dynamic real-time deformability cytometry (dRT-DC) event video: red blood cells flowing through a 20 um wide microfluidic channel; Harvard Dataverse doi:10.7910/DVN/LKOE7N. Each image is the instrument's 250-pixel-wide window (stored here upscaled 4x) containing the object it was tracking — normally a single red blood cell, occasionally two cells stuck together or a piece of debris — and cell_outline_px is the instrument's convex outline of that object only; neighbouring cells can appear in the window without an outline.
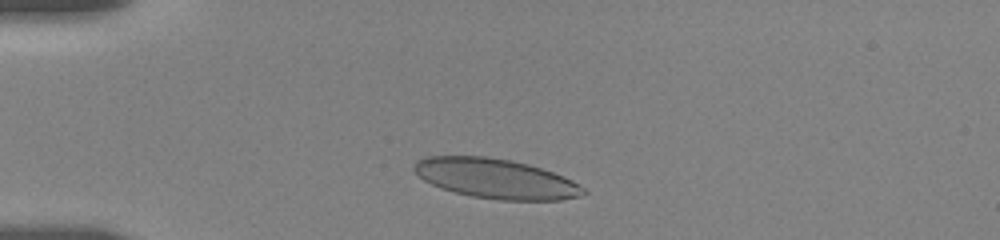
{"species": "human", "species_latin": "Homo sapiens", "temperature_condition": "room temperature", "stored_images_in_passage": 50, "camera_frame_rate_fps": 3000, "um_per_image_px": 0.085, "donor": {"sex": "female"}, "frame": {"image": 1, "passage_image": 4, "time_ms": 1.333, "image_size_px": [1000, 240], "cell_outline_px": [[588, 192], [580, 196], [560, 200], [500, 200], [472, 196], [440, 188], [424, 180], [412, 168], [416, 160], [428, 156], [484, 156], [512, 160], [528, 164], [564, 176], [572, 180], [584, 188]], "centroid_in_image_um": [42.14, 15.18], "position_along_channel_um": 42.9, "area_um2": 39.13}}
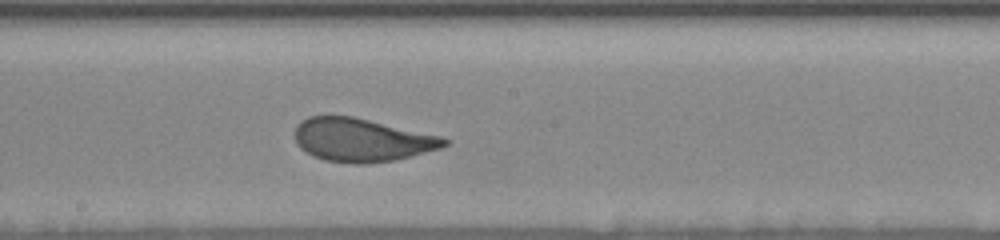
{"frame": {"image": 2, "passage_image": 28, "time_ms": 7.0, "image_size_px": [1000, 240], "cell_outline_px": [[448, 144], [440, 148], [396, 160], [364, 164], [352, 164], [324, 160], [312, 156], [300, 148], [296, 140], [296, 124], [300, 120], [308, 116], [352, 116], [440, 136], [448, 140]], "centroid_in_image_um": [30.71, 11.9], "position_along_channel_um": 217.5, "area_um2": 37.57}}
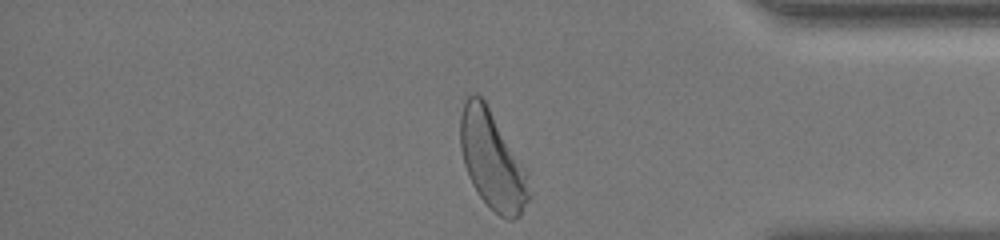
{"frame": {"image": 3, "passage_image": 50, "time_ms": 12.333, "image_size_px": [1000, 240], "cell_outline_px": [[532, 196], [520, 216], [512, 220], [508, 220], [500, 216], [480, 196], [472, 184], [468, 176], [464, 164], [460, 148], [460, 116], [464, 100], [472, 92], [476, 92], [484, 100], [528, 172]], "centroid_in_image_um": [41.86, 13.64], "position_along_channel_um": 393.3, "area_um2": 39.36}, "authors_computed_cell_mechanics": {"area_um2": 38.2058, "velocity_mm_per_s": 3.6278, "shape_relaxation_time_tau1_ms": 3.5205, "shape_relaxation_time_tau2_ms": null, "deformation_change_tau1": 0.1576, "deformation_change_tau2": null}}